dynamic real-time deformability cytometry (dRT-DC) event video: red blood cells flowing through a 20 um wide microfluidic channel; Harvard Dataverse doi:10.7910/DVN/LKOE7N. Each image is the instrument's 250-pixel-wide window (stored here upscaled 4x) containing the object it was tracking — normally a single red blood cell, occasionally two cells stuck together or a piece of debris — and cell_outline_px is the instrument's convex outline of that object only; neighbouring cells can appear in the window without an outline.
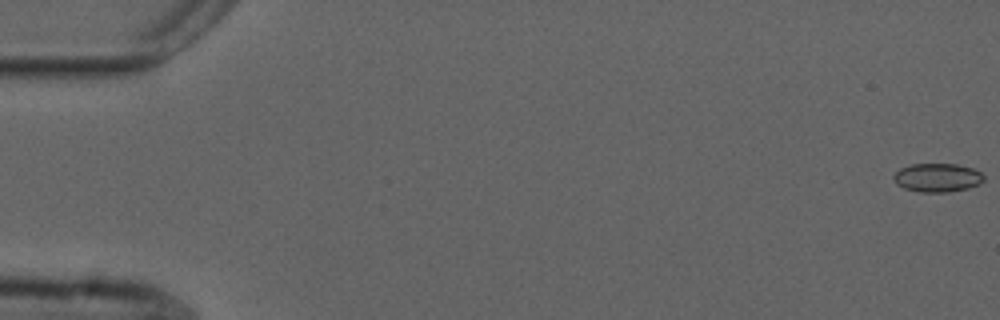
{"species": "common noctule bat (a hibernating species)", "species_latin": "Nyctalus noctula", "temperature_condition": "cold", "stored_images_in_passage": 55, "camera_frame_rate_fps": 3000, "um_per_image_px": 0.085, "animal": {"sex": "male", "forearm_length_mm": 52.5}, "frame": {"image": 1, "passage_image": 1, "time_ms": 0.0, "image_size_px": [1000, 320], "cell_outline_px": [[984, 180], [980, 184], [968, 188], [948, 192], [920, 192], [904, 188], [896, 184], [892, 176], [900, 168], [912, 164], [956, 164], [972, 168], [980, 172], [984, 176]], "centroid_in_image_um": [79.67, 15.1], "position_along_channel_um": 5.3, "area_um2": 15.09}}
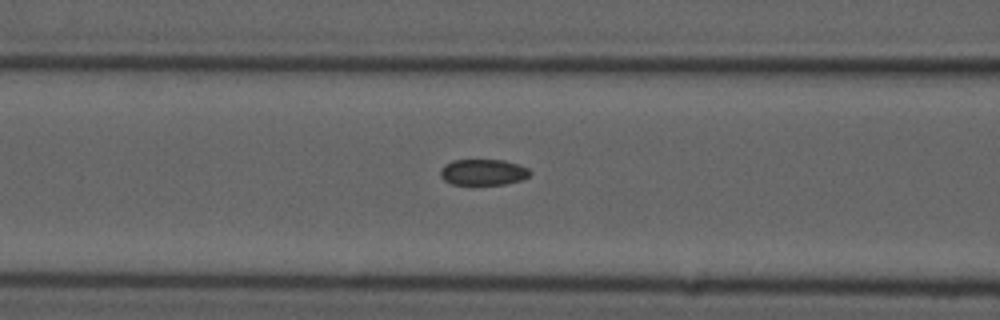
{"frame": {"image": 2, "passage_image": 23, "time_ms": 7.333, "image_size_px": [1000, 320], "cell_outline_px": [[532, 172], [524, 180], [504, 184], [452, 184], [444, 180], [440, 176], [440, 168], [444, 164], [452, 160], [504, 160], [528, 168]], "centroid_in_image_um": [41.06, 14.63], "position_along_channel_um": 125.5, "area_um2": 13.64}}
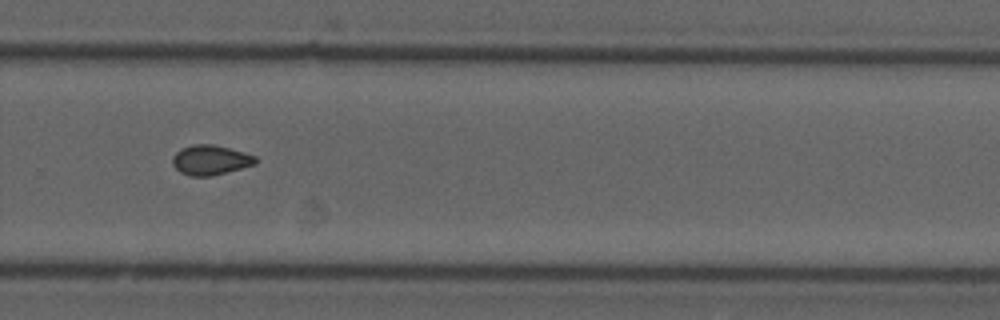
{"frame": {"image": 3, "passage_image": 38, "time_ms": 12.333, "image_size_px": [1000, 320], "cell_outline_px": [[260, 160], [256, 164], [212, 176], [192, 176], [180, 172], [172, 164], [172, 156], [180, 148], [192, 144], [212, 144], [244, 152], [256, 156]], "centroid_in_image_um": [17.9, 13.59], "position_along_channel_um": 311.9, "area_um2": 14.57}, "authors_computed_cell_mechanics": {"area_um2": 14.161, "velocity_mm_per_s": 3.7344, "shape_relaxation_time_tau1_ms": null, "shape_relaxation_time_tau2_ms": 4.161, "deformation_change_tau1": null, "deformation_change_tau2": 0.0809}}